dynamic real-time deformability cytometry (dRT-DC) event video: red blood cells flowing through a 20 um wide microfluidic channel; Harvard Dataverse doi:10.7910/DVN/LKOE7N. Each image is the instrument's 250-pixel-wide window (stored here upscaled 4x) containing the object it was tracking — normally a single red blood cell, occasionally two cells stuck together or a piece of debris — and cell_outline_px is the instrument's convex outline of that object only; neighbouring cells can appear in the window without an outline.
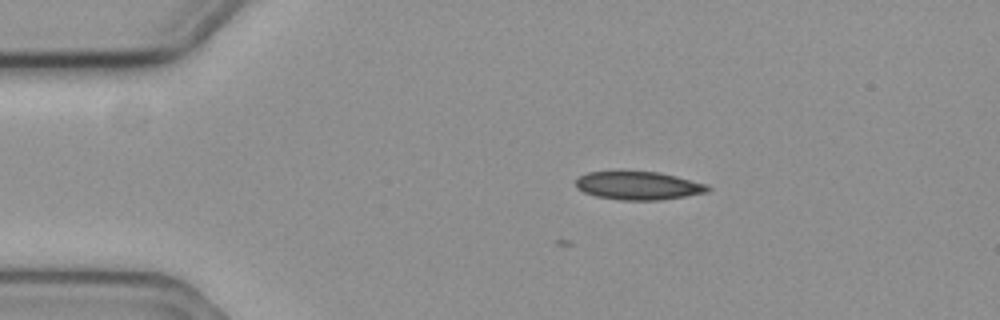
{"species": "common noctule bat (a hibernating species)", "species_latin": "Nyctalus noctula", "temperature_condition": "cold", "stored_images_in_passage": 2, "camera_frame_rate_fps": 3000, "um_per_image_px": 0.085, "animal": {"sex": "female", "body_mass_g": 19.3, "forearm_length_mm": 54.1}, "frame": {"image": 1, "passage_image": 2, "time_ms": 0.333, "image_size_px": [1000, 320], "cell_outline_px": [[712, 188], [708, 192], [660, 200], [620, 200], [596, 196], [584, 192], [576, 188], [576, 180], [580, 176], [588, 172], [620, 168], [660, 172], [708, 184]], "centroid_in_image_um": [54.23, 15.73], "position_along_channel_um": 30.8, "area_um2": 22.66}}